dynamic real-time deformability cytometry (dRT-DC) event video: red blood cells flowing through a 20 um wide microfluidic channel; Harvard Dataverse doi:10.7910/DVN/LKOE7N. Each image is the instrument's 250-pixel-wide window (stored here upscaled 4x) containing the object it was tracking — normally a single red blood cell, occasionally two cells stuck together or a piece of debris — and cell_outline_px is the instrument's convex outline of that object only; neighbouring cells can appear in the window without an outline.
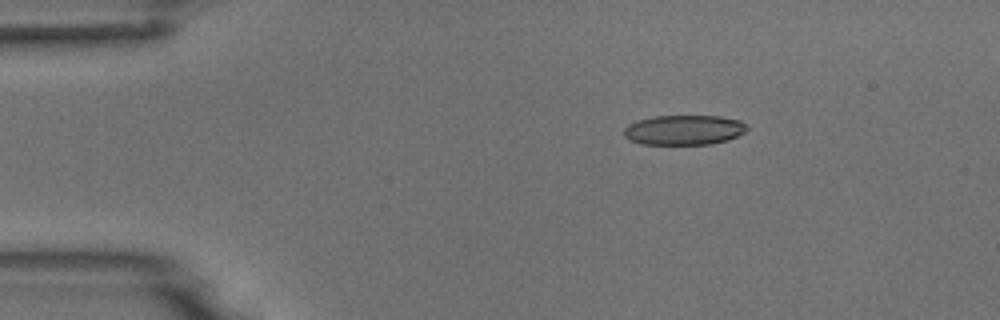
{"species": "common noctule bat (a hibernating species)", "species_latin": "Nyctalus noctula", "temperature_condition": "room temperature", "stored_images_in_passage": 3, "camera_frame_rate_fps": 3000, "um_per_image_px": 0.085, "animal": {"sex": "male", "body_mass_g": 18.8}, "frame": {"image": 1, "passage_image": 1, "time_ms": 0.0, "image_size_px": [1000, 320], "cell_outline_px": [[748, 128], [744, 132], [728, 140], [712, 144], [640, 144], [624, 136], [624, 128], [628, 124], [636, 120], [652, 116], [720, 116], [740, 120]], "centroid_in_image_um": [58.12, 11.04], "position_along_channel_um": 26.9, "area_um2": 21.44}}
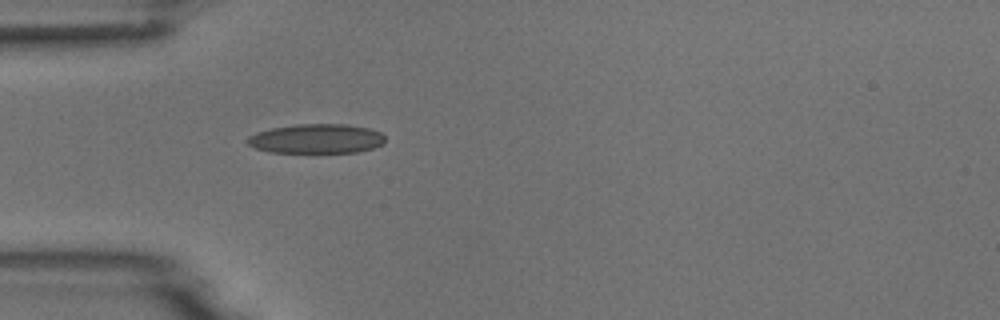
{"frame": {"image": 2, "passage_image": 3, "time_ms": 0.667, "image_size_px": [1000, 320], "cell_outline_px": [[384, 140], [380, 144], [372, 148], [356, 152], [268, 152], [256, 148], [248, 144], [244, 140], [248, 136], [256, 132], [272, 128], [296, 124], [348, 124], [368, 128], [380, 132], [384, 136]], "centroid_in_image_um": [26.84, 11.78], "position_along_channel_um": 58.2, "area_um2": 23.52}}